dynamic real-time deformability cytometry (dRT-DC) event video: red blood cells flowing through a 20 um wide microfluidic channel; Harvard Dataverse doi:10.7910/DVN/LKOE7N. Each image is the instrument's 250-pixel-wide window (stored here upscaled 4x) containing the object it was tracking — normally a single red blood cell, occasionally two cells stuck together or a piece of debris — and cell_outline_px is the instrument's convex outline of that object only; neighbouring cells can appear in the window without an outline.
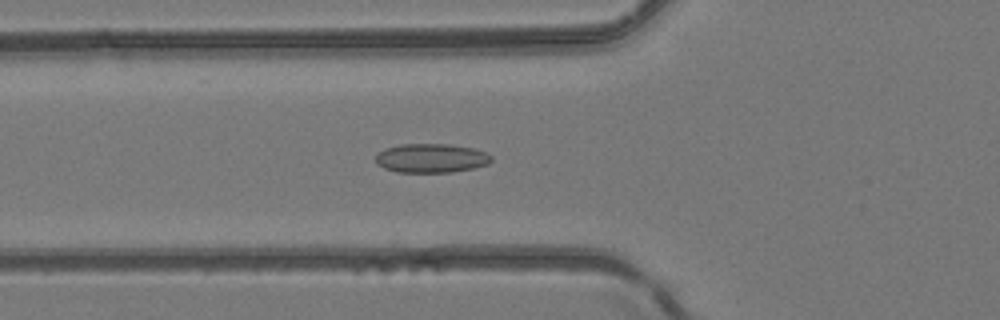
{"species": "common noctule bat (a hibernating species)", "species_latin": "Nyctalus noctula", "temperature_condition": "room temperature", "stored_images_in_passage": 45, "camera_frame_rate_fps": 3000, "um_per_image_px": 0.085, "animal": {"sex": "female", "body_mass_g": 24.6, "forearm_length_mm": 56.2}, "frame": {"image": 1, "passage_image": 15, "time_ms": 4.667, "image_size_px": [1000, 320], "cell_outline_px": [[492, 160], [488, 164], [472, 168], [452, 172], [396, 172], [384, 168], [376, 164], [376, 152], [384, 148], [400, 144], [448, 144], [472, 148], [484, 152], [492, 156]], "centroid_in_image_um": [36.6, 13.44], "position_along_channel_um": 89.2, "area_um2": 19.65}}
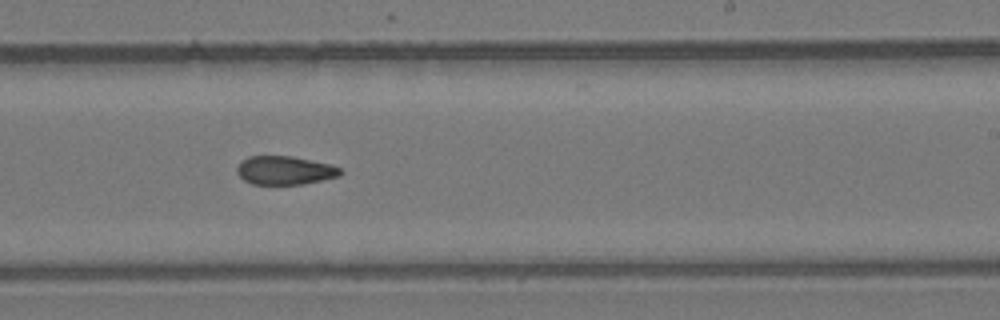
{"frame": {"image": 2, "passage_image": 27, "time_ms": 8.667, "image_size_px": [1000, 320], "cell_outline_px": [[344, 172], [340, 176], [304, 184], [252, 184], [244, 180], [236, 172], [236, 168], [240, 160], [248, 156], [292, 156], [332, 164], [340, 168]], "centroid_in_image_um": [24.21, 14.47], "position_along_channel_um": 264.8, "area_um2": 17.46}}
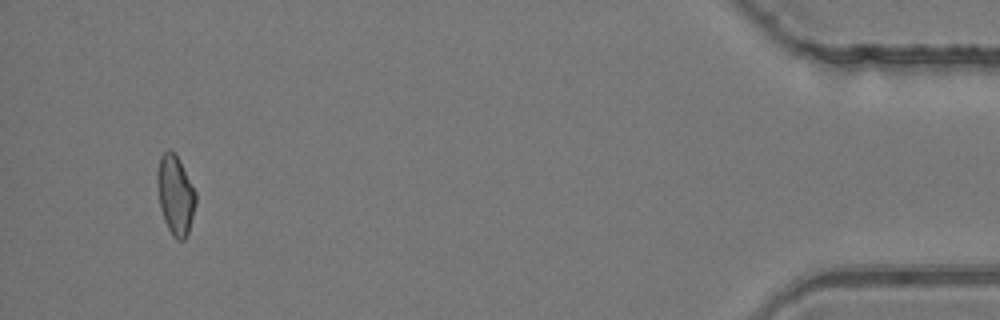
{"frame": {"image": 3, "passage_image": 43, "time_ms": 14.0, "image_size_px": [1000, 320], "cell_outline_px": [[196, 204], [188, 232], [184, 240], [176, 240], [172, 236], [164, 220], [160, 208], [156, 184], [156, 172], [160, 156], [168, 148], [180, 160], [196, 192]], "centroid_in_image_um": [14.89, 16.57], "position_along_channel_um": 420.3, "area_um2": 17.98}}